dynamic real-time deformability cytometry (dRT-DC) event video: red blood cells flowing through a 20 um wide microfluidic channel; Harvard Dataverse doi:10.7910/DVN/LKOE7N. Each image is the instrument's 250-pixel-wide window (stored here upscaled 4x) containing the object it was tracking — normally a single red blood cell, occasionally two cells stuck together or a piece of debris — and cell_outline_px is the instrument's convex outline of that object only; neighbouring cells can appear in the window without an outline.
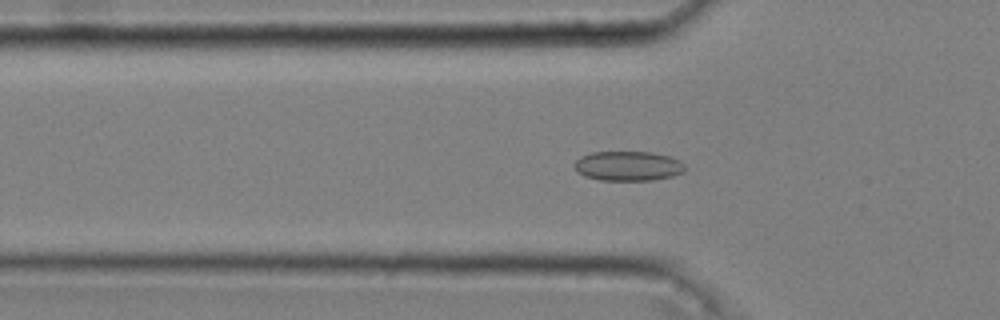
{"species": "common noctule bat (a hibernating species)", "species_latin": "Nyctalus noctula", "temperature_condition": "cold", "stored_images_in_passage": 53, "camera_frame_rate_fps": 3000, "um_per_image_px": 0.085, "animal": {"sex": "male", "body_mass_g": 20.4}, "frame": {"image": 1, "passage_image": 18, "time_ms": 5.667, "image_size_px": [1000, 320], "cell_outline_px": [[684, 172], [672, 176], [652, 180], [600, 180], [584, 176], [572, 164], [580, 156], [592, 152], [652, 152], [668, 156], [680, 160], [684, 164]], "centroid_in_image_um": [53.38, 14.1], "position_along_channel_um": 72.4, "area_um2": 19.07}}
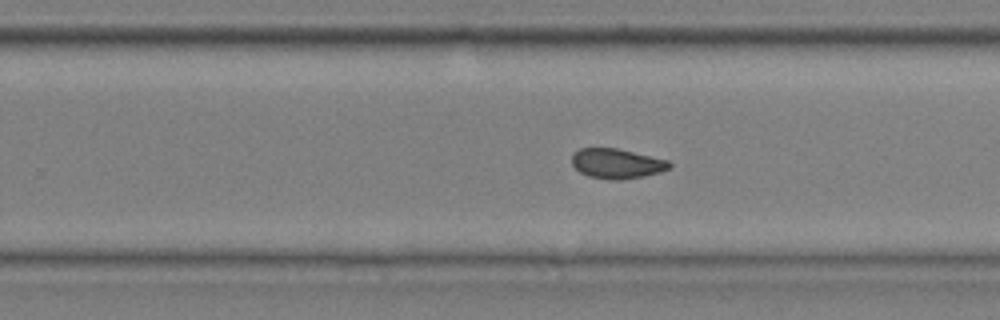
{"frame": {"image": 2, "passage_image": 35, "time_ms": 11.333, "image_size_px": [1000, 320], "cell_outline_px": [[672, 168], [660, 172], [644, 176], [620, 180], [612, 180], [588, 176], [580, 172], [572, 164], [572, 156], [580, 148], [616, 148], [668, 160], [672, 164]], "centroid_in_image_um": [52.45, 13.91], "position_along_channel_um": 277.3, "area_um2": 16.94}}
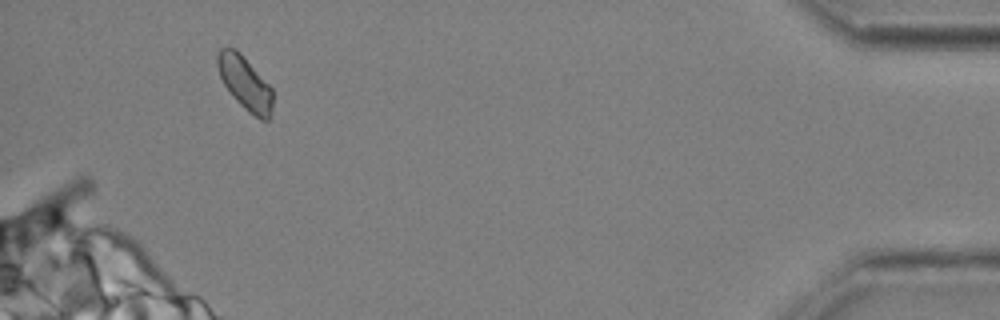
{"frame": {"image": 3, "passage_image": 51, "time_ms": 16.667, "image_size_px": [1000, 320], "cell_outline_px": [[272, 112], [268, 120], [260, 120], [248, 112], [232, 96], [224, 84], [220, 76], [216, 64], [216, 56], [220, 48], [236, 48], [240, 52], [272, 88]], "centroid_in_image_um": [20.82, 7.06], "position_along_channel_um": 414.4, "area_um2": 17.22}, "authors_computed_cell_mechanics": {"area_um2": 17.5134, "velocity_mm_per_s": 3.6168, "shape_relaxation_time_tau1_ms": null, "shape_relaxation_time_tau2_ms": 2.6051, "deformation_change_tau1": null, "deformation_change_tau2": 0.078}}